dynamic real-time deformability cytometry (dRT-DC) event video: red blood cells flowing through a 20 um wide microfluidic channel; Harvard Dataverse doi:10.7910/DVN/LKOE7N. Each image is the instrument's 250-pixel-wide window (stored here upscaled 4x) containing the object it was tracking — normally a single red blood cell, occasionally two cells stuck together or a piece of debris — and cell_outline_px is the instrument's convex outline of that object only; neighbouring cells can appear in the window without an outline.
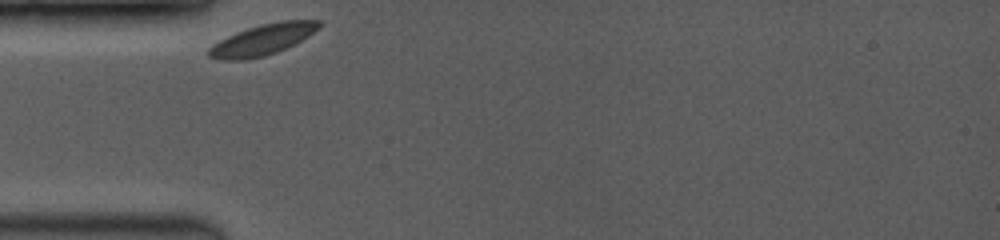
{"species": "common noctule bat (a hibernating species)", "species_latin": "Nyctalus noctula", "temperature_condition": "room temperature", "stored_images_in_passage": 2, "camera_frame_rate_fps": 3500, "um_per_image_px": 0.085, "animal": {"sex": "female", "body_mass_g": 19.0, "forearm_length_mm": 53.3}, "frame": {"image": 1, "passage_image": 1, "time_ms": 0.0, "image_size_px": [1000, 240], "cell_outline_px": [[324, 24], [320, 28], [308, 36], [276, 52], [264, 56], [244, 60], [220, 60], [208, 56], [208, 48], [212, 44], [236, 32], [260, 24], [280, 20], [324, 20]], "centroid_in_image_um": [22.34, 3.35], "position_along_channel_um": 62.7, "area_um2": 19.88}}